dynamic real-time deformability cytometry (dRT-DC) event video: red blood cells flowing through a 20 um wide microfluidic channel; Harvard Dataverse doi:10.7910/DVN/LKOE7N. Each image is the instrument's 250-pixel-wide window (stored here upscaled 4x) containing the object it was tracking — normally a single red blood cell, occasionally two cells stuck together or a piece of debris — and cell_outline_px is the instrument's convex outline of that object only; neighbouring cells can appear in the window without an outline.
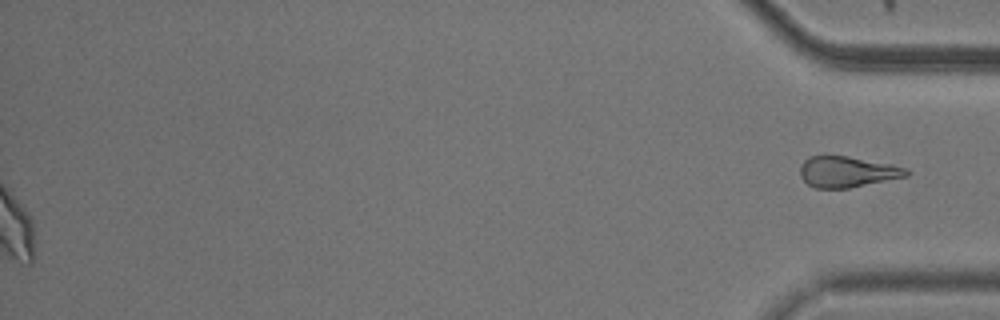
{"species": "common noctule bat (a hibernating species)", "species_latin": "Nyctalus noctula", "temperature_condition": "cold", "stored_images_in_passage": 50, "segment_of_instrument_passage": [2, 2], "camera_frame_rate_fps": 3000, "um_per_image_px": 0.085, "animal": {"sex": "male", "body_mass_g": 20.5, "forearm_length_mm": 52.5}, "frame": {"image": 1, "passage_image": 50, "time_ms": 16.333, "image_size_px": [1000, 320], "cell_outline_px": [[912, 172], [908, 176], [848, 188], [816, 188], [808, 184], [800, 176], [800, 164], [808, 156], [824, 152], [828, 152], [908, 168]], "centroid_in_image_um": [71.96, 14.55], "position_along_channel_um": 363.2, "area_um2": 19.71}}